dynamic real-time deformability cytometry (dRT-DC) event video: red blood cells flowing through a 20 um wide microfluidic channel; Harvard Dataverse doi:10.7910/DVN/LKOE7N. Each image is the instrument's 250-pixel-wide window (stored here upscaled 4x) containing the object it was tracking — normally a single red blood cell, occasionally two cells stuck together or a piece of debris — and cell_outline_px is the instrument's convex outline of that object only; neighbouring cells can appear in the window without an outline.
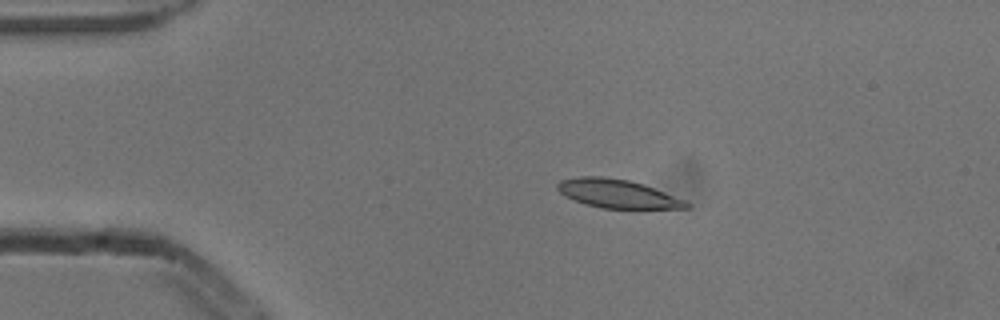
{"species": "common noctule bat (a hibernating species)", "species_latin": "Nyctalus noctula", "temperature_condition": "cold", "stored_images_in_passage": 7, "camera_frame_rate_fps": 3000, "um_per_image_px": 0.085, "animal": {"sex": "male", "body_mass_g": 13.3}, "frame": {"image": 1, "passage_image": 2, "time_ms": 0.333, "image_size_px": [1000, 320], "cell_outline_px": [[692, 208], [600, 208], [584, 204], [564, 196], [556, 188], [556, 184], [560, 180], [580, 176], [604, 176], [628, 180], [644, 184], [684, 200], [692, 204]], "centroid_in_image_um": [52.45, 16.46], "position_along_channel_um": 32.5, "area_um2": 21.5}}
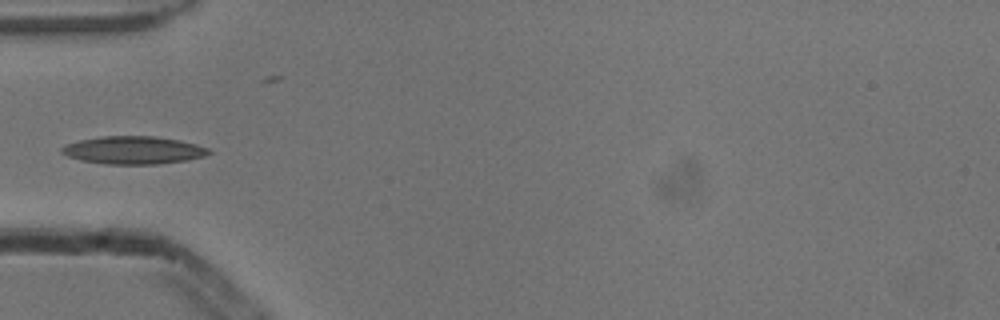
{"frame": {"image": 2, "passage_image": 4, "time_ms": 1.0, "image_size_px": [1000, 320], "cell_outline_px": [[212, 152], [204, 156], [188, 160], [156, 164], [104, 164], [80, 160], [68, 156], [60, 152], [60, 148], [68, 144], [80, 140], [100, 136], [156, 136], [180, 140], [196, 144], [208, 148]], "centroid_in_image_um": [11.35, 12.76], "position_along_channel_um": 73.7, "area_um2": 23.87}}
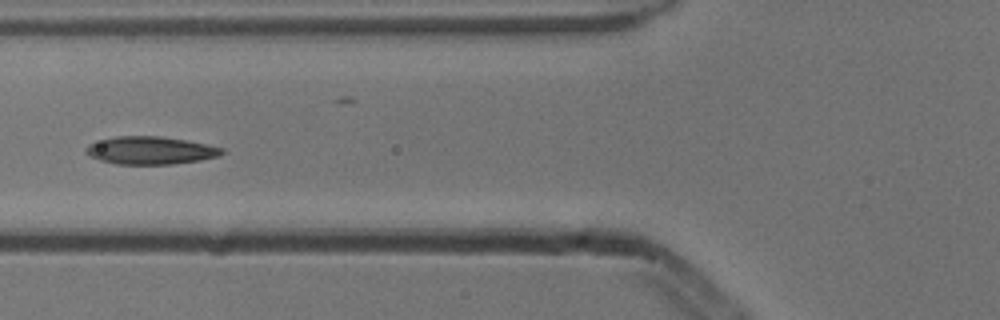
{"frame": {"image": 3, "passage_image": 5, "time_ms": 1.333, "image_size_px": [1000, 320], "cell_outline_px": [[224, 152], [220, 156], [200, 160], [172, 164], [116, 164], [100, 160], [84, 152], [84, 148], [88, 144], [116, 136], [160, 136], [184, 140], [224, 148]], "centroid_in_image_um": [12.78, 12.79], "position_along_channel_um": 113.0, "area_um2": 21.85}}